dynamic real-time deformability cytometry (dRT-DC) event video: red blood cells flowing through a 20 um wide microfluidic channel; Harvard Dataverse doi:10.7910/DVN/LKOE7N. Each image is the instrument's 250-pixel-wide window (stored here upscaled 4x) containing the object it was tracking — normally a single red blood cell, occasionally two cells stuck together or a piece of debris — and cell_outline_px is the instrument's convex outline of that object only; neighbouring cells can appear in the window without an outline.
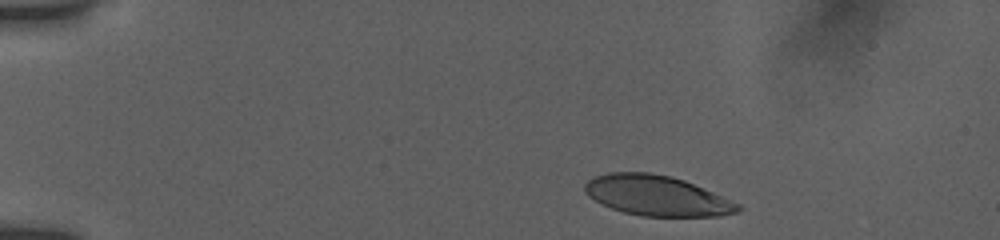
{"species": "human", "species_latin": "Homo sapiens", "temperature_condition": "room temperature", "stored_images_in_passage": 5, "camera_frame_rate_fps": 3000, "um_per_image_px": 0.085, "donor": {"sex": "female"}, "frame": {"image": 1, "passage_image": 1, "time_ms": 0.0, "image_size_px": [1000, 240], "cell_outline_px": [[744, 208], [740, 212], [720, 216], [644, 216], [624, 212], [612, 208], [588, 196], [584, 192], [584, 184], [592, 176], [608, 172], [648, 172], [672, 176], [684, 180], [740, 204]], "centroid_in_image_um": [55.83, 16.62], "position_along_channel_um": 29.2, "area_um2": 35.89}}
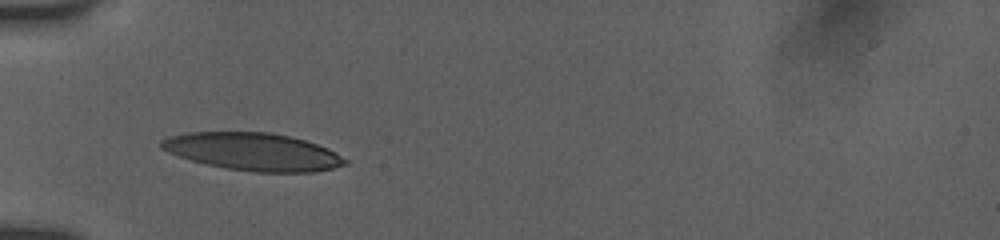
{"frame": {"image": 2, "passage_image": 4, "time_ms": 3.0, "image_size_px": [1000, 240], "cell_outline_px": [[348, 164], [332, 168], [312, 172], [256, 172], [224, 168], [192, 160], [168, 152], [160, 148], [160, 140], [172, 136], [188, 132], [268, 132], [288, 136], [304, 140], [328, 148], [348, 160]], "centroid_in_image_um": [21.52, 12.89], "position_along_channel_um": 63.5, "area_um2": 40.0}}